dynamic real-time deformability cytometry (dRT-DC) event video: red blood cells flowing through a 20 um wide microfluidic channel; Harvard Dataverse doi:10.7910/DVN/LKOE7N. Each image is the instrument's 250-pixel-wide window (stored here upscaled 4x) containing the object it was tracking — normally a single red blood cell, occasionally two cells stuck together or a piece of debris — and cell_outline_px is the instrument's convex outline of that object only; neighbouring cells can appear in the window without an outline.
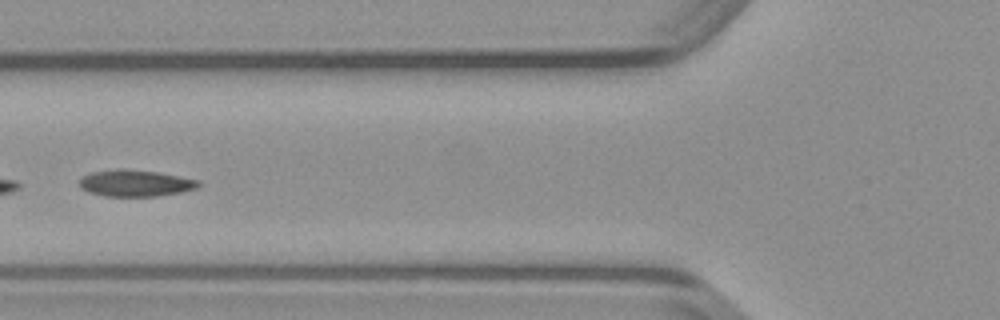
{"species": "common noctule bat (a hibernating species)", "species_latin": "Nyctalus noctula", "temperature_condition": "warm", "stored_images_in_passage": 17, "camera_frame_rate_fps": 3000, "um_per_image_px": 0.085, "animal": {"sex": "male", "body_mass_g": 23.1, "forearm_length_mm": 52.7}, "frame": {"image": 1, "passage_image": 12, "time_ms": 3.667, "image_size_px": [1000, 320], "cell_outline_px": [[200, 184], [196, 188], [180, 192], [156, 196], [104, 196], [88, 192], [80, 188], [80, 180], [84, 176], [92, 172], [120, 168], [156, 172], [200, 180]], "centroid_in_image_um": [11.49, 15.57], "position_along_channel_um": 114.3, "area_um2": 18.26}}